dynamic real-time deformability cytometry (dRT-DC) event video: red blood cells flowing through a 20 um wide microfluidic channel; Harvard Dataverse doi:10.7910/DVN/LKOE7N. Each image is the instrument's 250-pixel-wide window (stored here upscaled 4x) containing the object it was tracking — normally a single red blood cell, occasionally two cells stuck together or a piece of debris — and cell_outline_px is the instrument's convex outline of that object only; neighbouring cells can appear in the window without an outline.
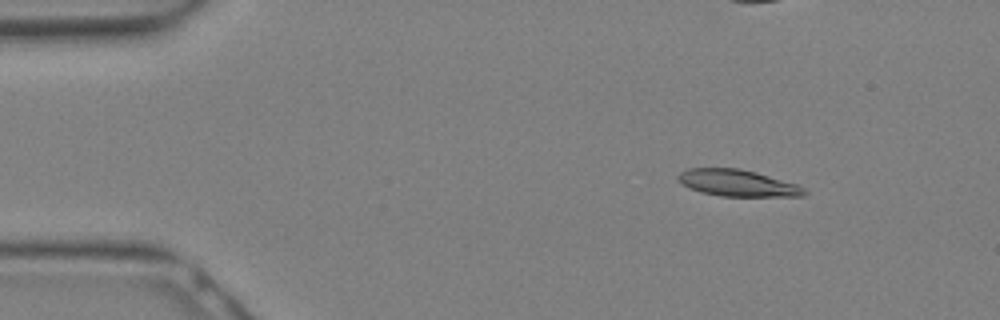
{"species": "Egyptian fruit bat (a non-hibernating species)", "species_latin": "Rousettus aegyptiacus", "temperature_condition": "warm", "stored_images_in_passage": 13, "camera_frame_rate_fps": 3000, "um_per_image_px": 0.085, "animal": {"sex": "female"}, "frame": {"image": 1, "passage_image": 4, "time_ms": 1.0, "image_size_px": [1000, 320], "cell_outline_px": [[808, 192], [804, 196], [720, 196], [700, 192], [676, 180], [676, 176], [680, 172], [688, 168], [740, 168], [756, 172], [796, 184], [804, 188]], "centroid_in_image_um": [62.68, 15.55], "position_along_channel_um": 22.3, "area_um2": 19.54}}
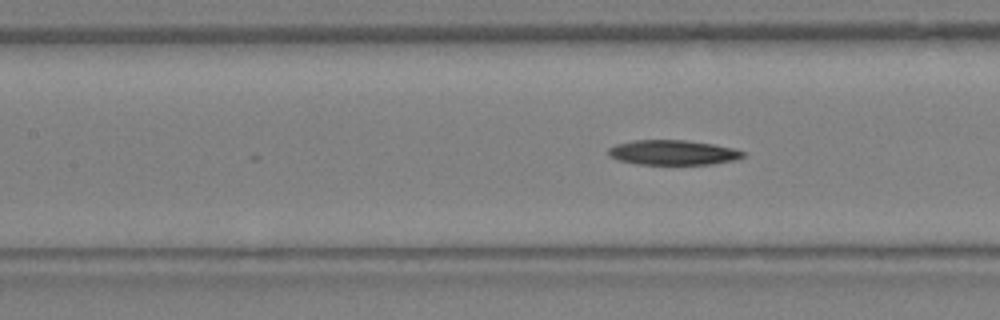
{"frame": {"image": 2, "passage_image": 13, "time_ms": 4.0, "image_size_px": [1000, 320], "cell_outline_px": [[744, 156], [736, 160], [712, 164], [636, 164], [620, 160], [608, 156], [608, 148], [616, 144], [632, 140], [684, 140], [712, 144], [736, 148], [744, 152]], "centroid_in_image_um": [57.2, 12.96], "position_along_channel_um": 150.2, "area_um2": 19.54}}